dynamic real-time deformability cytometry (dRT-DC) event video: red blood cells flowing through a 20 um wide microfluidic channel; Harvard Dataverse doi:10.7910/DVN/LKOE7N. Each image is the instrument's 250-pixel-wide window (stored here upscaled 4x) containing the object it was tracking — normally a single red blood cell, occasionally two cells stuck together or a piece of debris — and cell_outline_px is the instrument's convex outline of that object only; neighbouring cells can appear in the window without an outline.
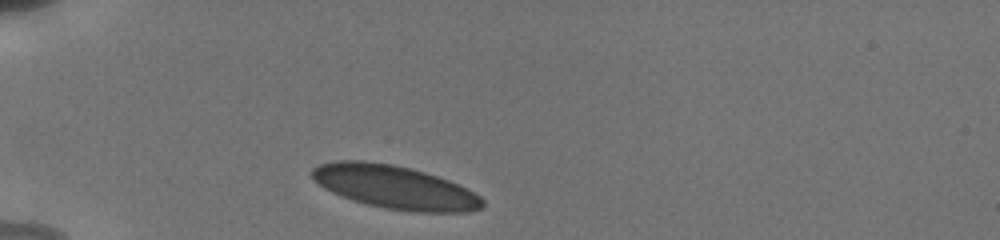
{"species": "human", "species_latin": "Homo sapiens", "temperature_condition": "cold", "stored_images_in_passage": 7, "camera_frame_rate_fps": 3000, "um_per_image_px": 0.085, "donor": {"sex": "male"}, "frame": {"image": 1, "passage_image": 1, "time_ms": 0.0, "image_size_px": [1000, 240], "cell_outline_px": [[484, 208], [468, 212], [412, 212], [384, 208], [352, 200], [340, 196], [324, 188], [312, 176], [312, 168], [320, 164], [336, 160], [364, 160], [392, 164], [424, 172], [448, 180], [480, 196], [484, 200]], "centroid_in_image_um": [33.55, 15.91], "position_along_channel_um": 51.4, "area_um2": 42.83}}
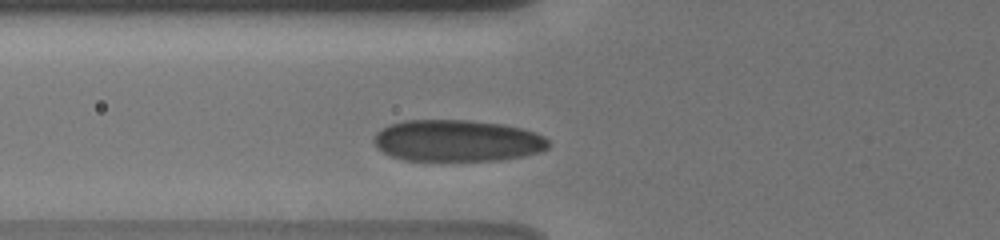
{"frame": {"image": 2, "passage_image": 4, "time_ms": 1.667, "image_size_px": [1000, 240], "cell_outline_px": [[548, 148], [540, 152], [500, 160], [404, 160], [392, 156], [376, 148], [372, 140], [376, 132], [380, 128], [388, 124], [404, 120], [468, 120], [500, 124], [520, 128], [536, 132], [544, 136], [548, 140]], "centroid_in_image_um": [38.81, 11.95], "position_along_channel_um": 87.0, "area_um2": 42.43}}
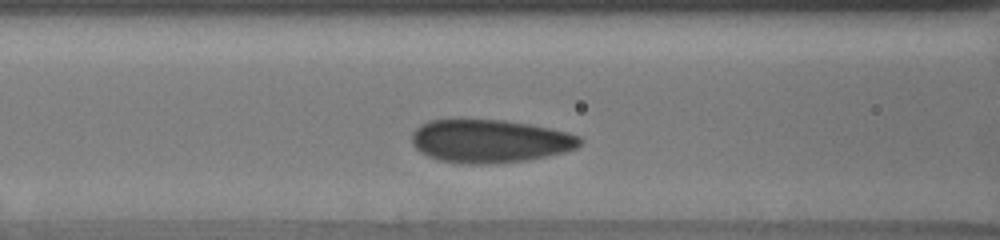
{"frame": {"image": 3, "passage_image": 6, "time_ms": 2.667, "image_size_px": [1000, 240], "cell_outline_px": [[584, 140], [576, 148], [564, 152], [528, 160], [492, 164], [468, 164], [440, 160], [428, 156], [420, 152], [412, 144], [412, 132], [420, 124], [428, 120], [504, 120], [528, 124], [568, 132], [580, 136]], "centroid_in_image_um": [41.63, 12.0], "position_along_channel_um": 125.0, "area_um2": 42.31}}